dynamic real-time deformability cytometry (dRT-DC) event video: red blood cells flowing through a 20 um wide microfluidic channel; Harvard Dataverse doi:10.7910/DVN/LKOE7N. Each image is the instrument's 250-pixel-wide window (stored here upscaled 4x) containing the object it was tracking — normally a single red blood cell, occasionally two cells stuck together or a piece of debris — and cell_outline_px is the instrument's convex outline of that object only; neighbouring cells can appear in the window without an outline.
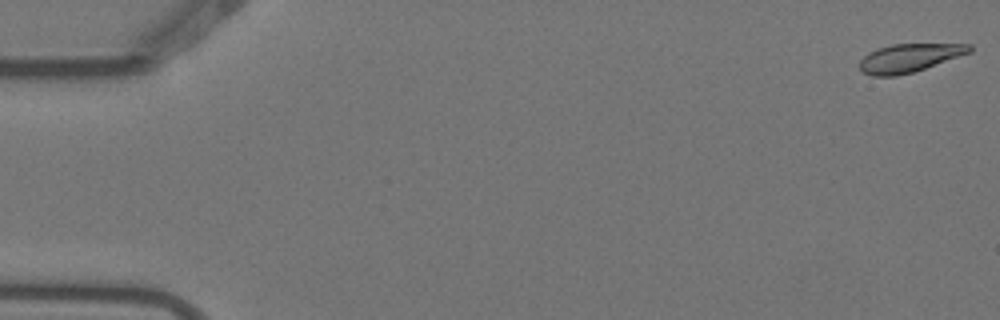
{"species": "Egyptian fruit bat (a non-hibernating species)", "species_latin": "Rousettus aegyptiacus", "temperature_condition": "warm", "stored_images_in_passage": 5, "camera_frame_rate_fps": 3000, "um_per_image_px": 0.085, "animal": {"sex": "female"}, "frame": {"image": 1, "passage_image": 1, "time_ms": 0.0, "image_size_px": [1000, 320], "cell_outline_px": [[972, 52], [912, 72], [896, 76], [872, 76], [864, 72], [860, 68], [860, 60], [868, 52], [892, 44], [972, 44]], "centroid_in_image_um": [77.29, 4.92], "position_along_channel_um": 7.7, "area_um2": 17.92}}
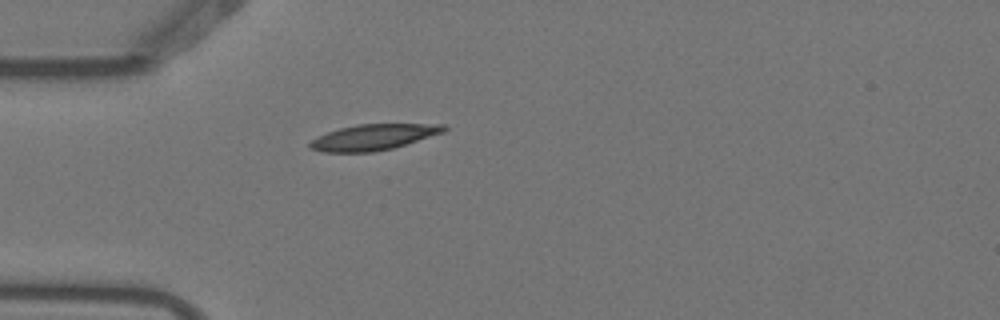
{"frame": {"image": 2, "passage_image": 5, "time_ms": 1.333, "image_size_px": [1000, 320], "cell_outline_px": [[448, 128], [444, 132], [392, 148], [372, 152], [324, 152], [312, 148], [308, 144], [312, 140], [328, 132], [340, 128], [356, 124], [444, 124]], "centroid_in_image_um": [31.76, 11.65], "position_along_channel_um": 53.2, "area_um2": 19.83}}